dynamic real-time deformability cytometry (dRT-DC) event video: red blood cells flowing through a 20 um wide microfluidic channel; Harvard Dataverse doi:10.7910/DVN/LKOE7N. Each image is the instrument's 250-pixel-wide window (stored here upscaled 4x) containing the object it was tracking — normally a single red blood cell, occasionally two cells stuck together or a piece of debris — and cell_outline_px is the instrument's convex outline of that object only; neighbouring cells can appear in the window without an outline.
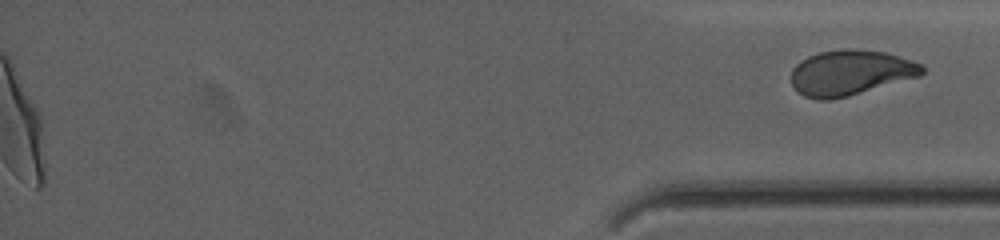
{"species": "human", "species_latin": "Homo sapiens", "temperature_condition": "cold", "stored_images_in_passage": 61, "segment_of_instrument_passage": [2, 2], "camera_frame_rate_fps": 3000, "um_per_image_px": 0.085, "donor": {"sex": "female"}, "frame": {"image": 1, "passage_image": 61, "time_ms": 20.0, "image_size_px": [1000, 240], "cell_outline_px": [[924, 72], [920, 76], [848, 96], [832, 100], [816, 100], [804, 96], [792, 84], [792, 68], [800, 60], [808, 56], [820, 52], [844, 48], [852, 48], [884, 52], [920, 64], [924, 68]], "centroid_in_image_um": [72.25, 6.18], "position_along_channel_um": 363.0, "area_um2": 34.33}}